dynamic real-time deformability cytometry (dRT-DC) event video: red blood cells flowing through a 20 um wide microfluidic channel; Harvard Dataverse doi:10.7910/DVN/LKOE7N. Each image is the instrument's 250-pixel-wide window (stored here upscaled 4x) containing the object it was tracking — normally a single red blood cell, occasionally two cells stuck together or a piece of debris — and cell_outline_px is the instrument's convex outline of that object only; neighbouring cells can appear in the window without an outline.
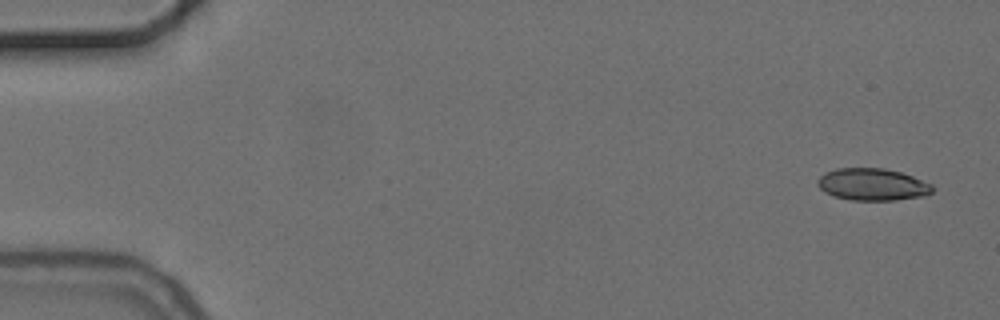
{"species": "common noctule bat (a hibernating species)", "species_latin": "Nyctalus noctula", "temperature_condition": "cold", "stored_images_in_passage": 6, "camera_frame_rate_fps": 3000, "um_per_image_px": 0.085, "animal": {"sex": "female", "body_mass_g": 24.6, "forearm_length_mm": 56.2}, "frame": {"image": 1, "passage_image": 1, "time_ms": 0.0, "image_size_px": [1000, 320], "cell_outline_px": [[936, 188], [932, 192], [924, 196], [896, 200], [852, 200], [832, 196], [824, 192], [816, 184], [816, 180], [824, 172], [836, 168], [884, 168], [900, 172], [912, 176], [932, 184]], "centroid_in_image_um": [74.14, 15.68], "position_along_channel_um": 10.9, "area_um2": 21.73}}
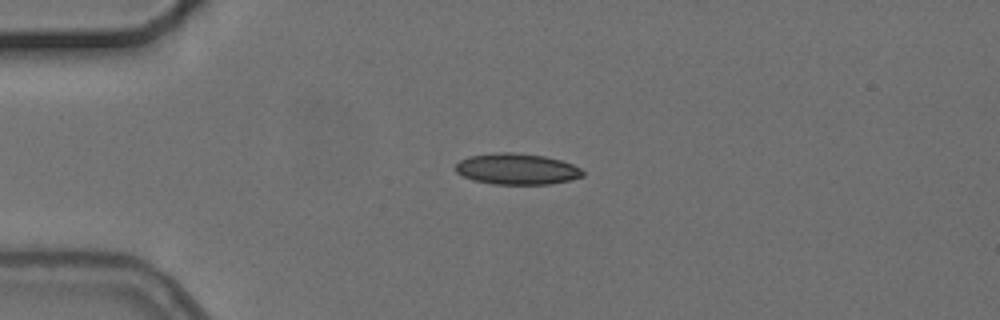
{"frame": {"image": 2, "passage_image": 4, "time_ms": 3.667, "image_size_px": [1000, 320], "cell_outline_px": [[584, 176], [572, 180], [548, 184], [492, 184], [472, 180], [456, 172], [456, 164], [460, 160], [468, 156], [496, 152], [512, 152], [544, 156], [560, 160], [572, 164], [580, 168], [584, 172]], "centroid_in_image_um": [43.93, 14.36], "position_along_channel_um": 41.1, "area_um2": 23.12}}
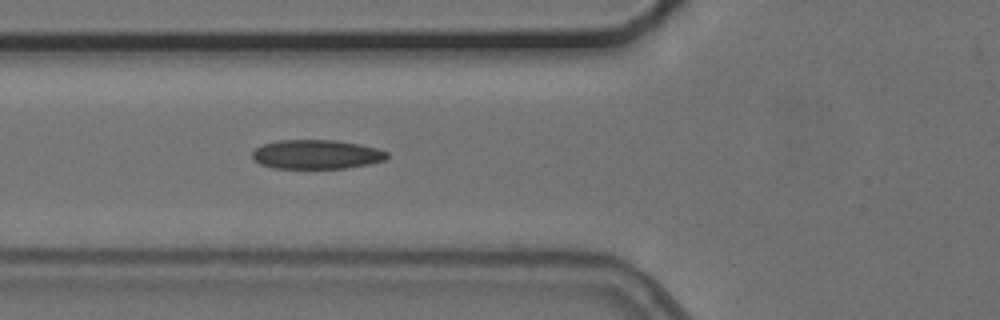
{"frame": {"image": 3, "passage_image": 6, "time_ms": 6.0, "image_size_px": [1000, 320], "cell_outline_px": [[388, 156], [384, 160], [368, 164], [344, 168], [272, 168], [260, 164], [252, 156], [252, 152], [260, 144], [276, 140], [336, 140], [360, 144], [376, 148], [388, 152]], "centroid_in_image_um": [26.87, 13.11], "position_along_channel_um": 98.9, "area_um2": 22.95}}